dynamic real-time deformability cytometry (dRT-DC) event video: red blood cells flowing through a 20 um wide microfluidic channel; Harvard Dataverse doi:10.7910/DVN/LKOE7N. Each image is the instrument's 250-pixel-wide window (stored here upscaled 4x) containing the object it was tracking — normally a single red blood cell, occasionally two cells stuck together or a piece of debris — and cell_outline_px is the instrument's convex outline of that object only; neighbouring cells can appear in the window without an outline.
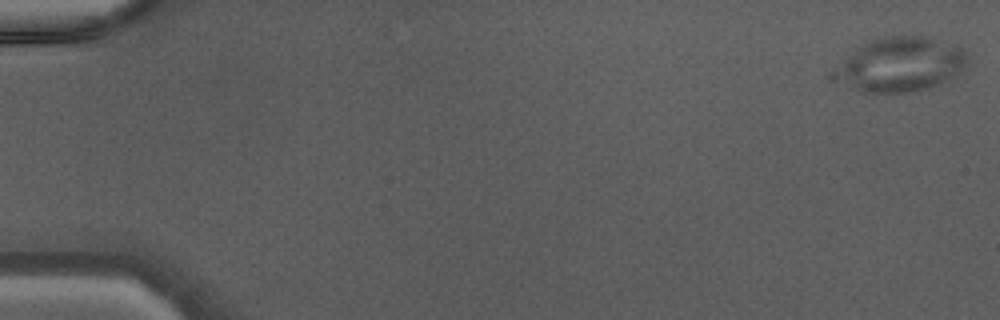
{"species": "Egyptian fruit bat (a non-hibernating species)", "species_latin": "Rousettus aegyptiacus", "temperature_condition": "warm", "stored_images_in_passage": 46, "camera_frame_rate_fps": 3000, "um_per_image_px": 0.085, "animal": {"sex": "male"}, "frame": {"image": 1, "passage_image": 1, "time_ms": 0.0, "image_size_px": [1000, 320], "cell_outline_px": [[968, 60], [964, 68], [960, 72], [928, 88], [912, 92], [864, 92], [856, 88], [848, 80], [844, 72], [844, 64], [848, 56], [864, 44], [872, 40], [892, 36], [928, 36], [956, 44], [964, 48], [968, 56]], "centroid_in_image_um": [76.82, 5.43], "position_along_channel_um": 8.2, "area_um2": 39.88}}
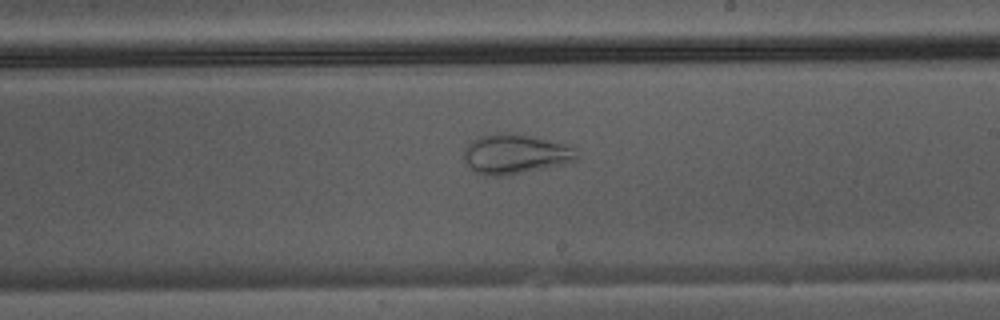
{"frame": {"image": 2, "passage_image": 28, "time_ms": 9.0, "image_size_px": [1000, 320], "cell_outline_px": [[580, 160], [564, 164], [504, 176], [484, 176], [476, 172], [464, 160], [464, 148], [472, 140], [480, 136], [496, 132], [504, 132], [528, 136], [568, 144], [572, 148]], "centroid_in_image_um": [43.78, 13.1], "position_along_channel_um": 245.2, "area_um2": 26.07}}
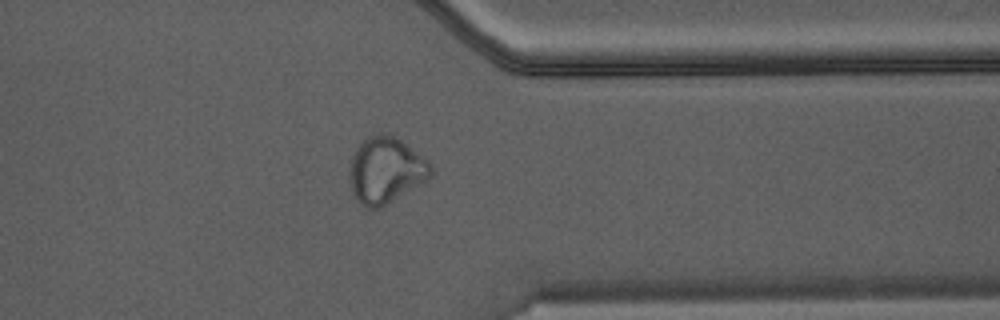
{"frame": {"image": 3, "passage_image": 37, "time_ms": 12.0, "image_size_px": [1000, 320], "cell_outline_px": [[436, 172], [424, 184], [376, 208], [368, 208], [360, 204], [356, 200], [352, 192], [352, 156], [356, 148], [364, 140], [372, 136], [384, 132], [400, 140], [428, 160], [432, 164]], "centroid_in_image_um": [32.87, 14.48], "position_along_channel_um": 378.5, "area_um2": 30.92}}